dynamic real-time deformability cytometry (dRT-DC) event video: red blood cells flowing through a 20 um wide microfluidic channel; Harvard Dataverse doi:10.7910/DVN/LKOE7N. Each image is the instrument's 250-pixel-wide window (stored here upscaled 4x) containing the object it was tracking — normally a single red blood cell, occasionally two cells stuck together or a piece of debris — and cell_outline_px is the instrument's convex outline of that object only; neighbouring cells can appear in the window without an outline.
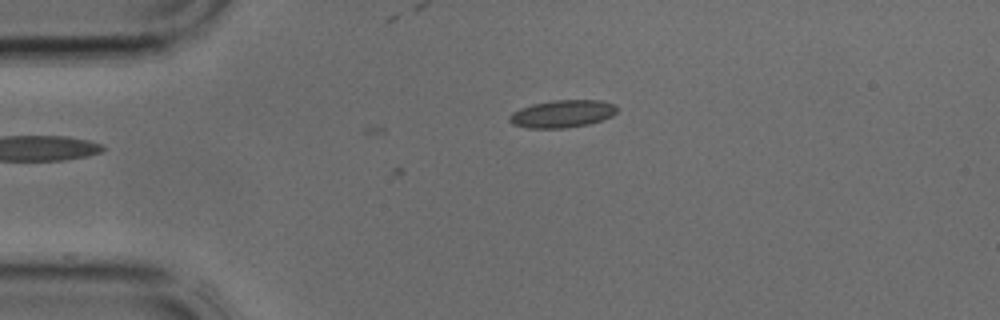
{"species": "common noctule bat (a hibernating species)", "species_latin": "Nyctalus noctula", "temperature_condition": "cold", "stored_images_in_passage": 2, "camera_frame_rate_fps": 3000, "um_per_image_px": 0.085, "animal": {"sex": "male", "body_mass_g": 17.9, "forearm_length_mm": 54.2}, "frame": {"image": 1, "passage_image": 2, "time_ms": 0.333, "image_size_px": [1000, 320], "cell_outline_px": [[616, 112], [612, 116], [588, 124], [564, 128], [528, 128], [512, 124], [508, 120], [508, 116], [512, 112], [520, 108], [532, 104], [552, 100], [600, 100], [616, 104]], "centroid_in_image_um": [47.76, 9.66], "position_along_channel_um": 37.2, "area_um2": 17.28}}